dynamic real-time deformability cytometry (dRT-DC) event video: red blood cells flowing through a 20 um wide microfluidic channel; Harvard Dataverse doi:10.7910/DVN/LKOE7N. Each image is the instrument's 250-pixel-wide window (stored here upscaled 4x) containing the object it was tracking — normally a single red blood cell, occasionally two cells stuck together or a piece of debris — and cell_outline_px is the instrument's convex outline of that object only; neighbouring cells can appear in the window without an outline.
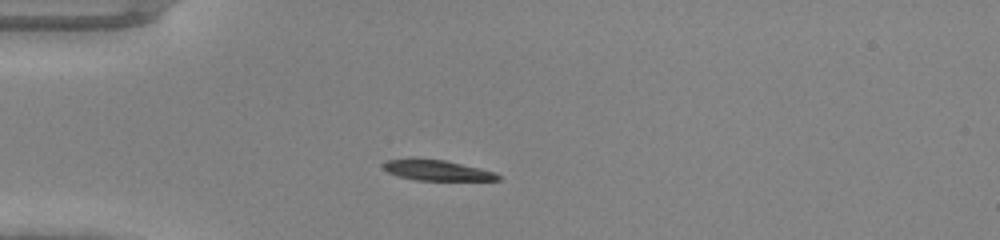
{"species": "common noctule bat (a hibernating species)", "species_latin": "Nyctalus noctula", "temperature_condition": "warm", "stored_images_in_passage": 36, "camera_frame_rate_fps": 3000, "um_per_image_px": 0.085, "animal": {"sex": "male", "body_mass_g": 20.0, "forearm_length_mm": 53.3}, "frame": {"image": 1, "passage_image": 1, "time_ms": 0.0, "image_size_px": [1000, 240], "cell_outline_px": [[500, 180], [416, 180], [400, 176], [388, 172], [380, 164], [388, 160], [412, 156], [416, 156], [444, 160], [480, 168], [496, 172], [500, 176]], "centroid_in_image_um": [37.08, 14.43], "position_along_channel_um": 47.9, "area_um2": 14.05}}
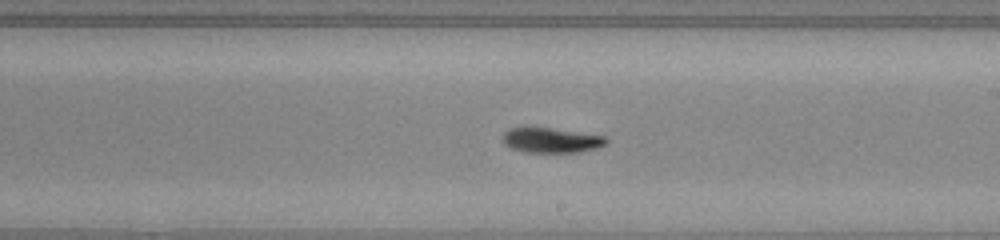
{"frame": {"image": 2, "passage_image": 16, "time_ms": 5.0, "image_size_px": [1000, 240], "cell_outline_px": [[608, 140], [604, 144], [596, 148], [580, 152], [524, 152], [512, 148], [504, 144], [504, 132], [508, 128], [524, 124], [608, 136]], "centroid_in_image_um": [46.81, 11.87], "position_along_channel_um": 242.2, "area_um2": 15.61}}
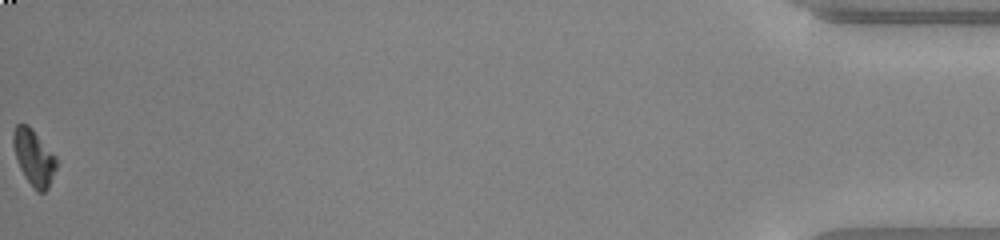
{"frame": {"image": 3, "passage_image": 36, "time_ms": 11.667, "image_size_px": [1000, 240], "cell_outline_px": [[56, 168], [48, 188], [44, 192], [36, 192], [24, 176], [20, 168], [12, 144], [12, 132], [16, 124], [28, 124], [32, 128], [56, 156]], "centroid_in_image_um": [2.86, 13.37], "position_along_channel_um": 432.3, "area_um2": 14.1}}